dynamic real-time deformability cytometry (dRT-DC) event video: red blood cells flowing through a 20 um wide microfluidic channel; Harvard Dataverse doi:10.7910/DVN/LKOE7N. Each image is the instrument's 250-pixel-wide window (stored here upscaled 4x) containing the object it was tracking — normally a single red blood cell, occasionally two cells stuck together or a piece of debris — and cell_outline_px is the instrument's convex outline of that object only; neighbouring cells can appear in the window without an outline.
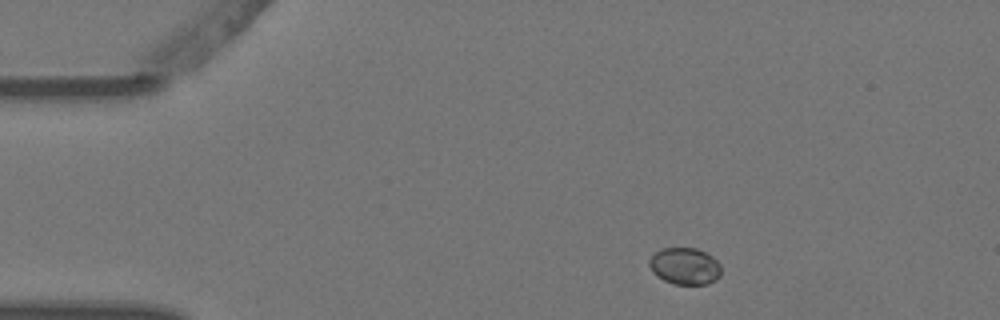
{"species": "Egyptian fruit bat (a non-hibernating species)", "species_latin": "Rousettus aegyptiacus", "temperature_condition": "warm", "stored_images_in_passage": 3, "camera_frame_rate_fps": 3000, "um_per_image_px": 0.085, "animal": {"sex": "female"}, "frame": {"image": 1, "passage_image": 1, "time_ms": 0.0, "image_size_px": [1000, 320], "cell_outline_px": [[720, 276], [716, 280], [708, 284], [676, 284], [664, 280], [656, 276], [652, 272], [648, 264], [648, 260], [660, 248], [696, 248], [712, 256], [720, 264]], "centroid_in_image_um": [58.2, 22.62], "position_along_channel_um": 26.8, "area_um2": 15.49}}